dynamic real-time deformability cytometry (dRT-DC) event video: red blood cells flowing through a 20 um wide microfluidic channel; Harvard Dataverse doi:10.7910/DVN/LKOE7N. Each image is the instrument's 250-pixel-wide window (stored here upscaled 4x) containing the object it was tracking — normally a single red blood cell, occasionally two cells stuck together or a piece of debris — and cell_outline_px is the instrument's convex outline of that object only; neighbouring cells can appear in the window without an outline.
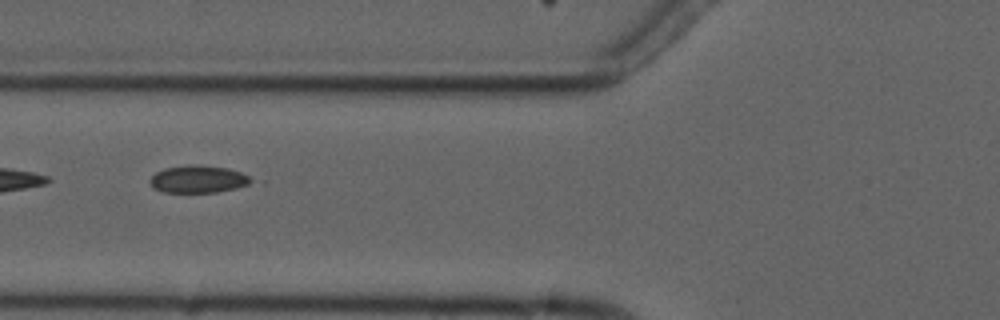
{"species": "common noctule bat (a hibernating species)", "species_latin": "Nyctalus noctula", "temperature_condition": "cold", "stored_images_in_passage": 7, "segment_of_instrument_passage": [2, 2], "camera_frame_rate_fps": 3000, "um_per_image_px": 0.085, "animal": {"sex": "male", "forearm_length_mm": 52.5}, "frame": {"image": 1, "passage_image": 6, "time_ms": 6.0, "image_size_px": [1000, 320], "cell_outline_px": [[256, 180], [248, 184], [236, 188], [216, 192], [164, 192], [152, 188], [148, 180], [156, 172], [164, 168], [188, 164], [196, 164], [228, 168], [240, 172]], "centroid_in_image_um": [16.82, 15.22], "position_along_channel_um": 109.0, "area_um2": 16.3}}
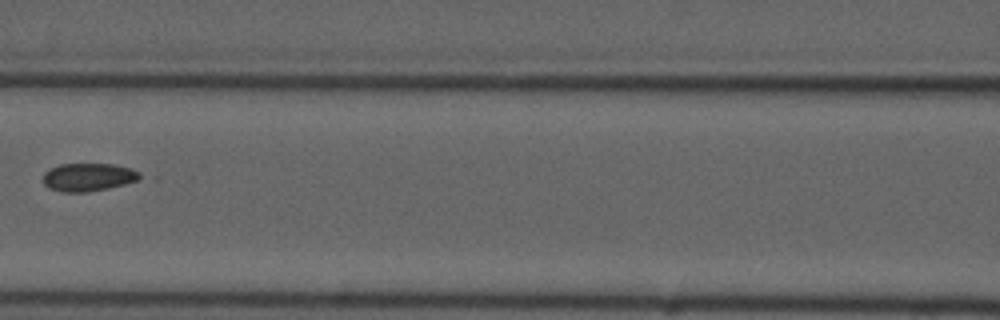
{"frame": {"image": 2, "passage_image": 7, "time_ms": 7.333, "image_size_px": [1000, 320], "cell_outline_px": [[148, 176], [124, 184], [108, 188], [88, 192], [64, 192], [48, 188], [44, 184], [44, 172], [48, 168], [60, 164], [116, 164], [132, 168]], "centroid_in_image_um": [7.55, 15.04], "position_along_channel_um": 159.1, "area_um2": 16.07}}